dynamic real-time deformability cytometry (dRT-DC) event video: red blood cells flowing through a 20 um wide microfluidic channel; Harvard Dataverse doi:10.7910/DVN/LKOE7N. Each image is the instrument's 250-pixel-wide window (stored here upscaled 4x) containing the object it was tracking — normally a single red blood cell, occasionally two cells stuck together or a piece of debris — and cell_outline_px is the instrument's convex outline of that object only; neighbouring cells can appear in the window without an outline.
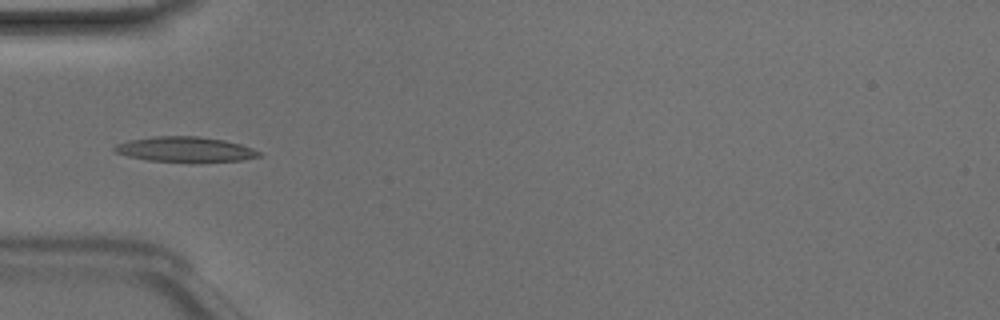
{"species": "Egyptian fruit bat (a non-hibernating species)", "species_latin": "Rousettus aegyptiacus", "temperature_condition": "room temperature", "stored_images_in_passage": 34, "camera_frame_rate_fps": 3000, "um_per_image_px": 0.085, "animal": {"sex": "male"}, "frame": {"image": 1, "passage_image": 2, "time_ms": 0.333, "image_size_px": [1000, 320], "cell_outline_px": [[260, 156], [240, 160], [148, 160], [128, 156], [116, 152], [112, 148], [116, 144], [128, 140], [156, 136], [196, 136], [224, 140], [240, 144], [252, 148], [260, 152]], "centroid_in_image_um": [15.69, 12.66], "position_along_channel_um": 69.3, "area_um2": 20.29}}
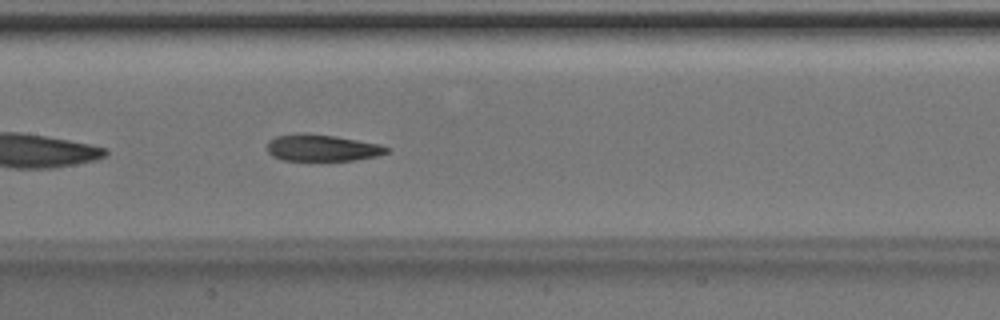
{"frame": {"image": 2, "passage_image": 10, "time_ms": 3.0, "image_size_px": [1000, 320], "cell_outline_px": [[392, 148], [388, 152], [376, 156], [356, 160], [280, 160], [272, 156], [268, 152], [268, 140], [276, 136], [296, 132], [308, 132], [336, 136], [380, 144]], "centroid_in_image_um": [27.36, 12.55], "position_along_channel_um": 180.0, "area_um2": 18.9}}
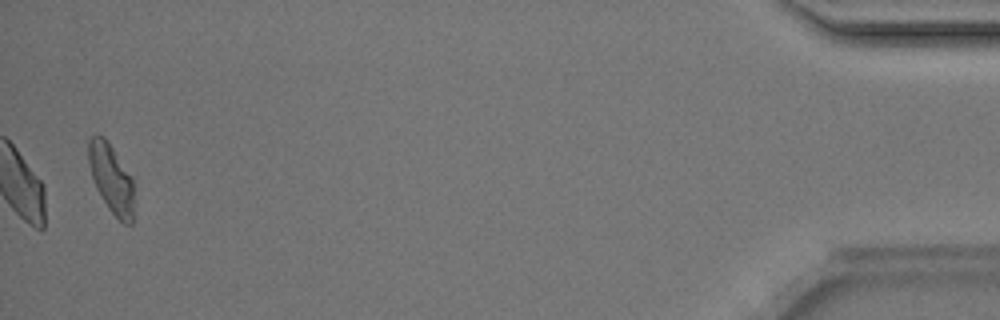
{"frame": {"image": 3, "passage_image": 34, "time_ms": 11.0, "image_size_px": [1000, 320], "cell_outline_px": [[136, 180], [132, 224], [124, 224], [108, 208], [96, 188], [92, 176], [88, 160], [88, 140], [92, 136], [104, 136]], "centroid_in_image_um": [9.52, 15.19], "position_along_channel_um": 425.7, "area_um2": 18.73}, "authors_computed_cell_mechanics": {"area_um2": 19.2474, "velocity_mm_per_s": 4.1575, "shape_relaxation_time_tau1_ms": 5.6012, "shape_relaxation_time_tau2_ms": 3.1664, "deformation_change_tau1": 0.1831, "deformation_change_tau2": 0.1199}}